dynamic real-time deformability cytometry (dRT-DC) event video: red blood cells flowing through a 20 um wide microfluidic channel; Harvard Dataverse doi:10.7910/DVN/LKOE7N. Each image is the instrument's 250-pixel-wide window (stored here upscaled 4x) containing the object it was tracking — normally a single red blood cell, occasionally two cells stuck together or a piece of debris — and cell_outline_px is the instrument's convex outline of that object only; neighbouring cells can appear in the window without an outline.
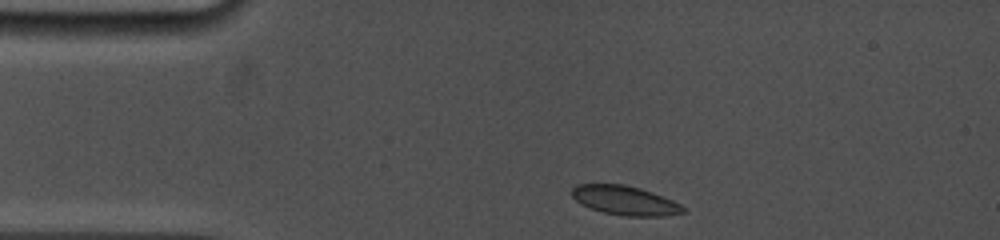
{"species": "common noctule bat (a hibernating species)", "species_latin": "Nyctalus noctula", "temperature_condition": "cold", "stored_images_in_passage": 47, "camera_frame_rate_fps": 5000, "um_per_image_px": 0.085, "animal": {"sex": "female", "body_mass_g": 19.0, "forearm_length_mm": 53.3}, "frame": {"image": 1, "passage_image": 1, "time_ms": 0.0, "image_size_px": [1000, 240], "cell_outline_px": [[688, 212], [664, 216], [624, 216], [604, 212], [592, 208], [576, 200], [572, 196], [572, 188], [576, 184], [624, 184], [640, 188], [652, 192], [672, 200], [680, 204]], "centroid_in_image_um": [53.15, 17.03], "position_along_channel_um": 31.8, "area_um2": 18.79}}
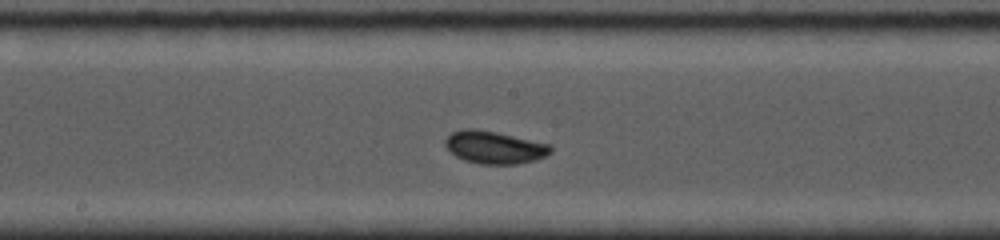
{"frame": {"image": 2, "passage_image": 21, "time_ms": 5.6, "image_size_px": [1000, 240], "cell_outline_px": [[552, 152], [536, 160], [516, 164], [480, 164], [464, 160], [456, 156], [444, 144], [444, 140], [452, 132], [464, 128], [476, 128], [496, 132], [552, 144]], "centroid_in_image_um": [42.04, 12.52], "position_along_channel_um": 206.2, "area_um2": 20.11}}
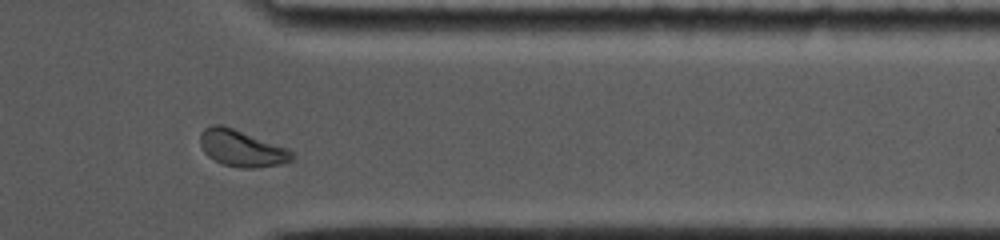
{"frame": {"image": 3, "passage_image": 40, "time_ms": 10.4, "image_size_px": [1000, 240], "cell_outline_px": [[292, 160], [280, 164], [256, 168], [240, 168], [224, 164], [208, 156], [204, 152], [200, 144], [200, 132], [204, 128], [212, 124], [220, 124], [232, 128], [288, 148], [292, 152]], "centroid_in_image_um": [20.51, 12.6], "position_along_channel_um": 390.9, "area_um2": 19.36}, "authors_computed_cell_mechanics": {"area_um2": 19.4786, "velocity_mm_per_s": 3.8394, "shape_relaxation_time_tau1_ms": 4.5711, "shape_relaxation_time_tau2_ms": null, "deformation_change_tau1": 0.113, "deformation_change_tau2": null}}